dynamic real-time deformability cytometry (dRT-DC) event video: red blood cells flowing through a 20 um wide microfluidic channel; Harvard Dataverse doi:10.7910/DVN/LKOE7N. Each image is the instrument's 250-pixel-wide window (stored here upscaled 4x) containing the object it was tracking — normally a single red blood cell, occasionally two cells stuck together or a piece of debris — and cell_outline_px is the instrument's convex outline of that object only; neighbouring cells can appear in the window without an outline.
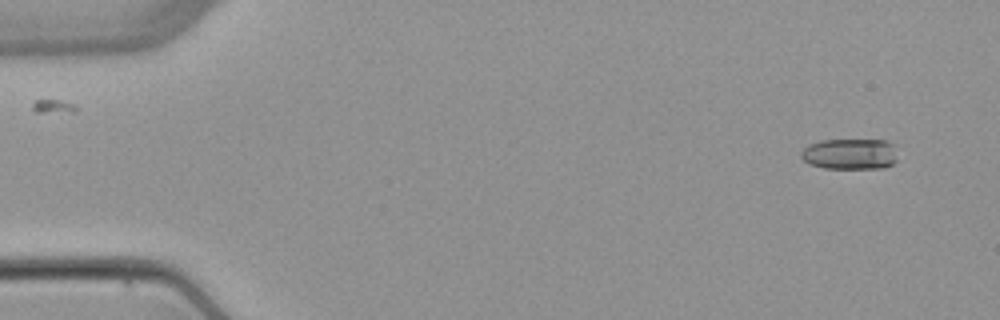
{"species": "common noctule bat (a hibernating species)", "species_latin": "Nyctalus noctula", "temperature_condition": "warm", "stored_images_in_passage": 5, "camera_frame_rate_fps": 3000, "um_per_image_px": 0.085, "animal": {"sex": "female", "body_mass_g": 22.7, "forearm_length_mm": 54.2}, "frame": {"image": 1, "passage_image": 1, "time_ms": 0.0, "image_size_px": [1000, 320], "cell_outline_px": [[896, 160], [892, 164], [884, 168], [824, 168], [808, 164], [800, 156], [800, 152], [808, 144], [820, 140], [884, 140], [892, 144]], "centroid_in_image_um": [72.19, 13.09], "position_along_channel_um": 12.8, "area_um2": 17.34}}
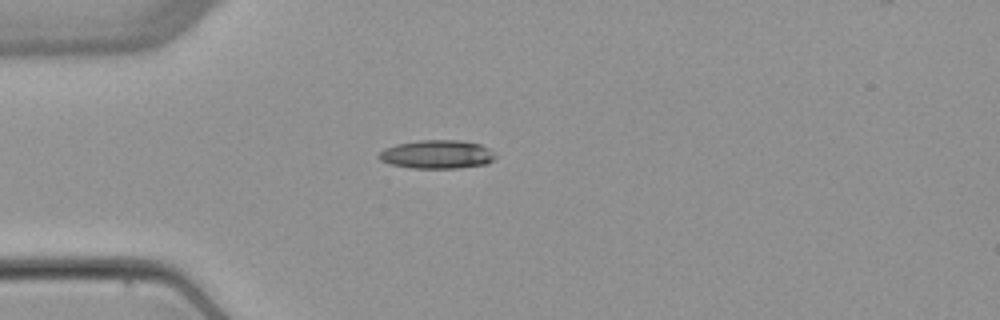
{"frame": {"image": 2, "passage_image": 4, "time_ms": 3.667, "image_size_px": [1000, 320], "cell_outline_px": [[496, 156], [488, 164], [456, 168], [412, 168], [392, 164], [380, 160], [376, 156], [384, 148], [396, 144], [420, 140], [460, 140], [480, 144], [488, 148]], "centroid_in_image_um": [37.13, 13.12], "position_along_channel_um": 47.9, "area_um2": 19.36}}